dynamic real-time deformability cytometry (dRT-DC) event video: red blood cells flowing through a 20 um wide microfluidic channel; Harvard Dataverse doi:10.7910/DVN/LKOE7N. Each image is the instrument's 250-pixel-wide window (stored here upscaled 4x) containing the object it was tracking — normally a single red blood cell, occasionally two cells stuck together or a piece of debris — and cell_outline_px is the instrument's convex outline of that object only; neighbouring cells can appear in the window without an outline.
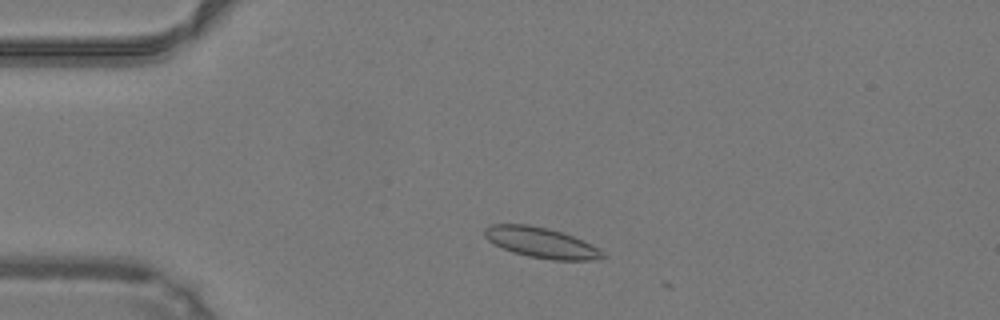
{"species": "common noctule bat (a hibernating species)", "species_latin": "Nyctalus noctula", "temperature_condition": "warm", "stored_images_in_passage": 3, "camera_frame_rate_fps": 3000, "um_per_image_px": 0.085, "animal": {"sex": "male", "body_mass_g": 19.2, "forearm_length_mm": 51.8}, "frame": {"image": 1, "passage_image": 2, "time_ms": 0.333, "image_size_px": [1000, 320], "cell_outline_px": [[608, 256], [600, 260], [552, 260], [528, 256], [512, 252], [492, 244], [484, 236], [484, 228], [488, 224], [528, 224], [548, 228], [564, 232], [584, 240], [600, 248]], "centroid_in_image_um": [46.04, 20.62], "position_along_channel_um": 39.0, "area_um2": 21.5}}